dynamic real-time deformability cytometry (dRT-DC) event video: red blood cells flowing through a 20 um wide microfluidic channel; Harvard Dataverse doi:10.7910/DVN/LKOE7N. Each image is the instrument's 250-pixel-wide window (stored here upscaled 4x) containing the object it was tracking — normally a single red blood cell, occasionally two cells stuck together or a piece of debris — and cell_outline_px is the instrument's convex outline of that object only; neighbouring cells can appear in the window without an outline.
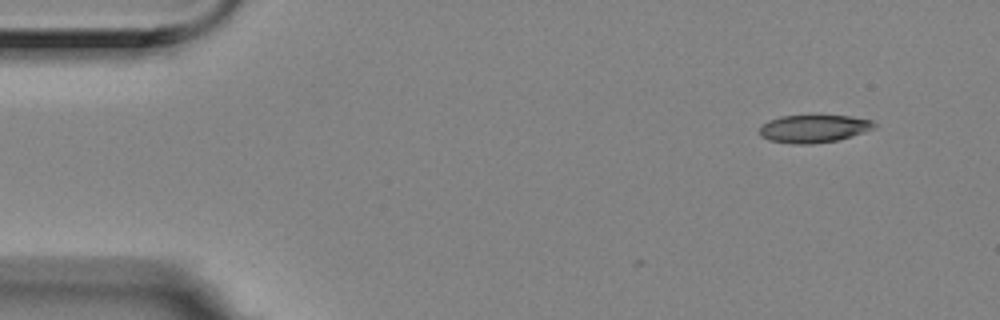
{"species": "Egyptian fruit bat (a non-hibernating species)", "species_latin": "Rousettus aegyptiacus", "temperature_condition": "room temperature", "stored_images_in_passage": 5, "camera_frame_rate_fps": 3000, "um_per_image_px": 0.085, "animal": {"sex": "female"}, "frame": {"image": 1, "passage_image": 1, "time_ms": 0.0, "image_size_px": [1000, 320], "cell_outline_px": [[876, 128], [852, 136], [836, 140], [812, 144], [792, 144], [768, 140], [760, 136], [760, 128], [768, 120], [780, 116], [848, 116], [872, 120], [876, 124]], "centroid_in_image_um": [69.16, 10.94], "position_along_channel_um": 15.8, "area_um2": 18.5}}
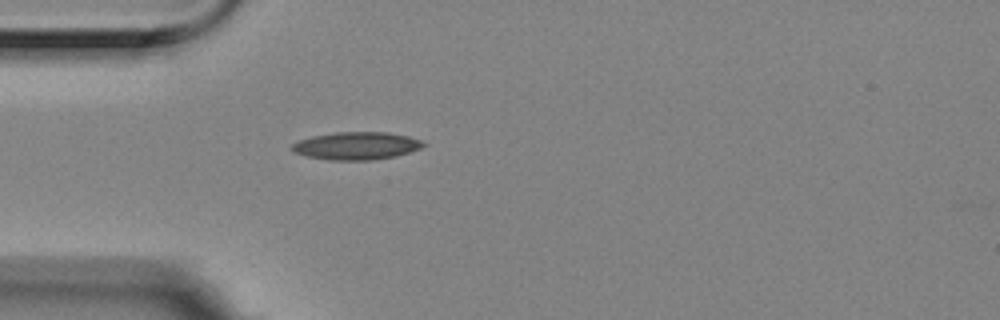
{"frame": {"image": 2, "passage_image": 4, "time_ms": 1.0, "image_size_px": [1000, 320], "cell_outline_px": [[428, 144], [420, 148], [396, 156], [372, 160], [328, 160], [308, 156], [292, 152], [288, 148], [292, 144], [300, 140], [312, 136], [336, 132], [388, 132], [408, 136], [420, 140]], "centroid_in_image_um": [30.27, 12.39], "position_along_channel_um": 54.7, "area_um2": 21.27}}